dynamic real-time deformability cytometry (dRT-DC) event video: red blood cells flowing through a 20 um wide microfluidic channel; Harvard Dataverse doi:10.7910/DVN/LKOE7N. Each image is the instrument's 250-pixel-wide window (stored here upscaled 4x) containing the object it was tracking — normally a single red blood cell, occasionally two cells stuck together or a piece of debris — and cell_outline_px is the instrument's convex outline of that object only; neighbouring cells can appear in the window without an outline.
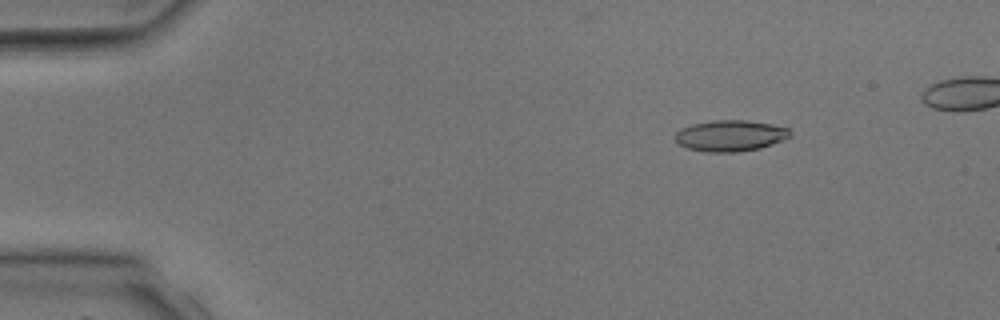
{"species": "common noctule bat (a hibernating species)", "species_latin": "Nyctalus noctula", "temperature_condition": "room temperature", "stored_images_in_passage": 4, "camera_frame_rate_fps": 3000, "um_per_image_px": 0.085, "animal": {"sex": "male", "body_mass_g": 17.9, "forearm_length_mm": 54.2}, "frame": {"image": 1, "passage_image": 2, "time_ms": 1.333, "image_size_px": [1000, 320], "cell_outline_px": [[792, 136], [784, 140], [760, 148], [736, 152], [708, 152], [688, 148], [676, 144], [676, 132], [680, 128], [692, 124], [712, 120], [748, 120], [772, 124], [788, 128], [792, 132]], "centroid_in_image_um": [62.09, 11.53], "position_along_channel_um": 22.9, "area_um2": 21.04}}